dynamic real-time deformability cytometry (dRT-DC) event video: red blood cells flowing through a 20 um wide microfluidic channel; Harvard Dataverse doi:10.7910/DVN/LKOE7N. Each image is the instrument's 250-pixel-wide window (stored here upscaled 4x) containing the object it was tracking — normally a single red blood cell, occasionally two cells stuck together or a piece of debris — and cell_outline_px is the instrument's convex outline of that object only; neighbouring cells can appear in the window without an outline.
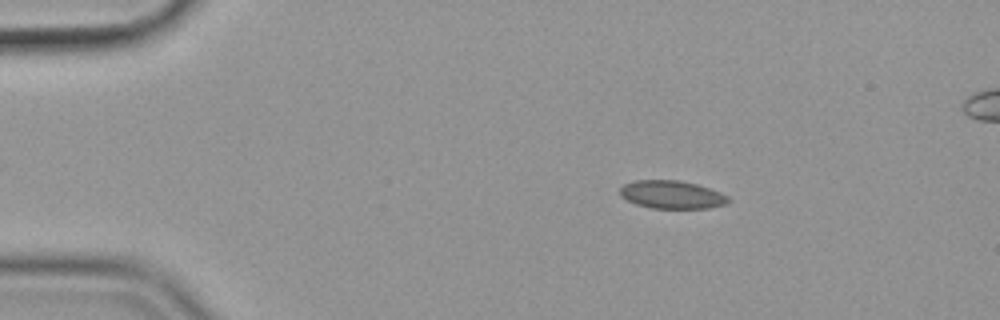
{"species": "common noctule bat (a hibernating species)", "species_latin": "Nyctalus noctula", "temperature_condition": "cold", "stored_images_in_passage": 57, "segment_of_instrument_passage": [1, 2], "camera_frame_rate_fps": 3000, "um_per_image_px": 0.085, "animal": {"sex": "female", "body_mass_g": 19.9}, "frame": {"image": 1, "passage_image": 9, "time_ms": 2.667, "image_size_px": [1000, 320], "cell_outline_px": [[728, 200], [724, 204], [708, 208], [652, 208], [636, 204], [620, 196], [620, 188], [624, 184], [632, 180], [680, 180], [696, 184], [720, 192], [728, 196]], "centroid_in_image_um": [57.06, 16.53], "position_along_channel_um": 27.9, "area_um2": 17.57}}
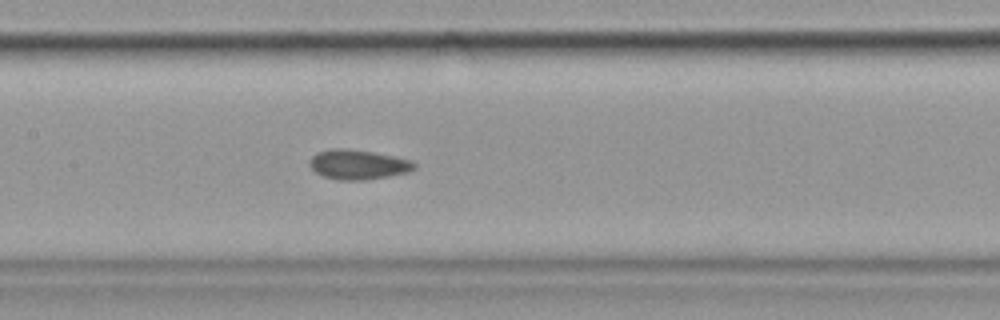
{"frame": {"image": 2, "passage_image": 27, "time_ms": 8.667, "image_size_px": [1000, 320], "cell_outline_px": [[416, 168], [408, 172], [388, 176], [364, 180], [336, 180], [324, 176], [316, 172], [312, 168], [312, 156], [316, 152], [332, 148], [344, 148], [372, 152], [392, 156], [408, 160], [416, 164]], "centroid_in_image_um": [30.43, 13.99], "position_along_channel_um": 177.0, "area_um2": 17.8}}
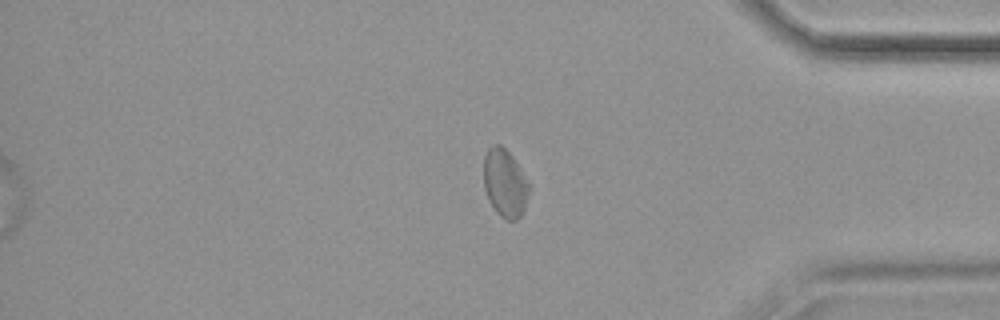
{"frame": {"image": 3, "passage_image": 47, "time_ms": 15.333, "image_size_px": [1000, 320], "cell_outline_px": [[532, 188], [524, 212], [516, 220], [508, 220], [500, 216], [496, 212], [484, 188], [484, 156], [488, 148], [492, 144], [500, 144], [512, 156]], "centroid_in_image_um": [42.95, 15.58], "position_along_channel_um": 392.3, "area_um2": 18.09}}